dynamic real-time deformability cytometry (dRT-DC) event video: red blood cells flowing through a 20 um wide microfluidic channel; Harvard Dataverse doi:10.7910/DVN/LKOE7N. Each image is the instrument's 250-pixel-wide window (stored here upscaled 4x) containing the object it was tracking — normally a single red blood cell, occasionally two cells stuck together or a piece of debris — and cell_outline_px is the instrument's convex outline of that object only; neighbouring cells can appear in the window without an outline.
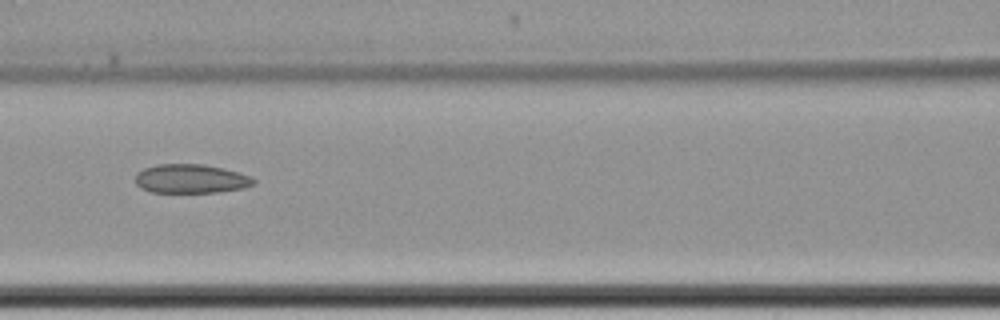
{"species": "common noctule bat (a hibernating species)", "species_latin": "Nyctalus noctula", "temperature_condition": "cold", "stored_images_in_passage": 15, "camera_frame_rate_fps": 3000, "um_per_image_px": 0.085, "animal": {"sex": "female", "body_mass_g": 22.7, "forearm_length_mm": 54.2}, "frame": {"image": 1, "passage_image": 7, "time_ms": 9.0, "image_size_px": [1000, 320], "cell_outline_px": [[256, 184], [244, 188], [216, 192], [152, 192], [140, 188], [136, 184], [136, 172], [144, 168], [156, 164], [204, 164], [224, 168], [252, 176], [256, 180]], "centroid_in_image_um": [16.24, 15.19], "position_along_channel_um": 150.4, "area_um2": 20.17}}
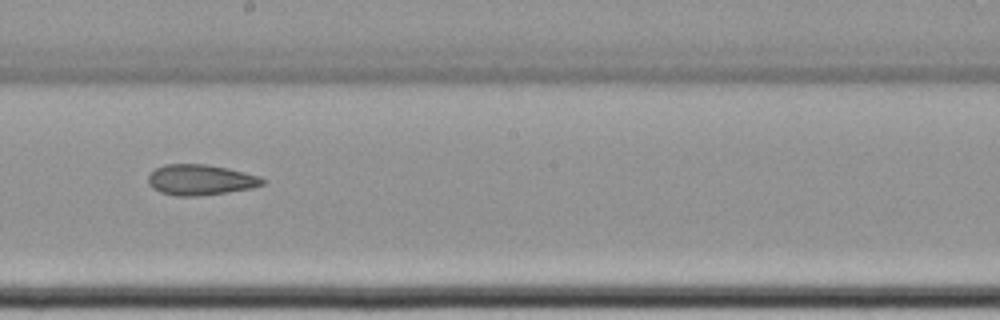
{"frame": {"image": 2, "passage_image": 9, "time_ms": 11.333, "image_size_px": [1000, 320], "cell_outline_px": [[264, 184], [252, 188], [228, 192], [196, 196], [176, 196], [160, 192], [152, 188], [148, 184], [148, 176], [156, 168], [164, 164], [204, 164], [228, 168], [260, 176], [264, 180]], "centroid_in_image_um": [17.03, 15.29], "position_along_channel_um": 231.2, "area_um2": 20.4}}
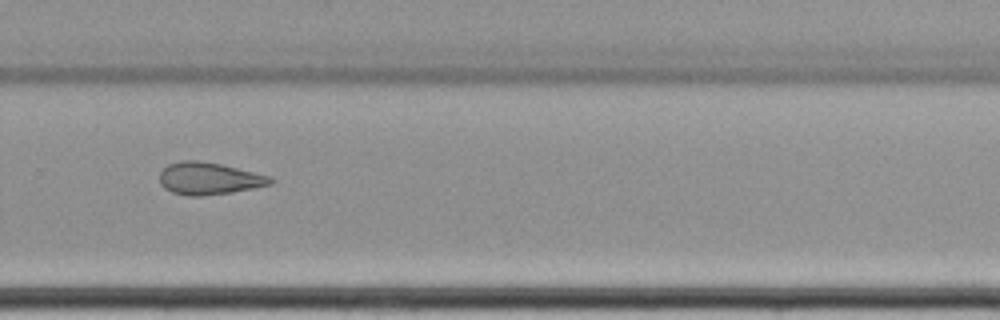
{"frame": {"image": 3, "passage_image": 11, "time_ms": 13.667, "image_size_px": [1000, 320], "cell_outline_px": [[276, 180], [272, 184], [232, 192], [200, 196], [188, 196], [172, 192], [164, 188], [160, 184], [160, 172], [168, 164], [180, 160], [200, 160], [220, 164], [272, 176]], "centroid_in_image_um": [17.77, 15.17], "position_along_channel_um": 312.0, "area_um2": 20.92}, "authors_computed_cell_mechanics": {"area_um2": 21.386, "velocity_mm_per_s": 3.4833, "shape_relaxation_time_tau1_ms": null, "shape_relaxation_time_tau2_ms": 6.7044, "deformation_change_tau1": null, "deformation_change_tau2": 0.1296}}